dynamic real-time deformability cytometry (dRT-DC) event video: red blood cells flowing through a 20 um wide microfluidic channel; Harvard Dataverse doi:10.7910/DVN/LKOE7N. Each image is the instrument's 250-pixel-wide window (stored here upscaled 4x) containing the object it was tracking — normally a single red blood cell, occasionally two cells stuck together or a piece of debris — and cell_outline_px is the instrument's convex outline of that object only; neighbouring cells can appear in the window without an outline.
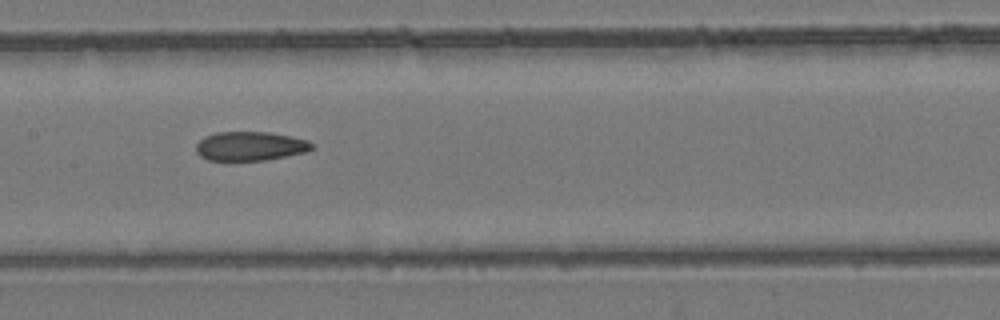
{"species": "common noctule bat (a hibernating species)", "species_latin": "Nyctalus noctula", "temperature_condition": "room temperature", "stored_images_in_passage": 9, "camera_frame_rate_fps": 3000, "um_per_image_px": 0.085, "animal": {"sex": "female", "body_mass_g": 24.6, "forearm_length_mm": 56.2}, "frame": {"image": 1, "passage_image": 9, "time_ms": 9.333, "image_size_px": [1000, 320], "cell_outline_px": [[316, 148], [304, 152], [264, 160], [208, 160], [200, 156], [196, 152], [196, 144], [204, 136], [216, 132], [268, 132], [308, 140], [316, 144]], "centroid_in_image_um": [21.27, 12.41], "position_along_channel_um": 186.1, "area_um2": 19.59}}